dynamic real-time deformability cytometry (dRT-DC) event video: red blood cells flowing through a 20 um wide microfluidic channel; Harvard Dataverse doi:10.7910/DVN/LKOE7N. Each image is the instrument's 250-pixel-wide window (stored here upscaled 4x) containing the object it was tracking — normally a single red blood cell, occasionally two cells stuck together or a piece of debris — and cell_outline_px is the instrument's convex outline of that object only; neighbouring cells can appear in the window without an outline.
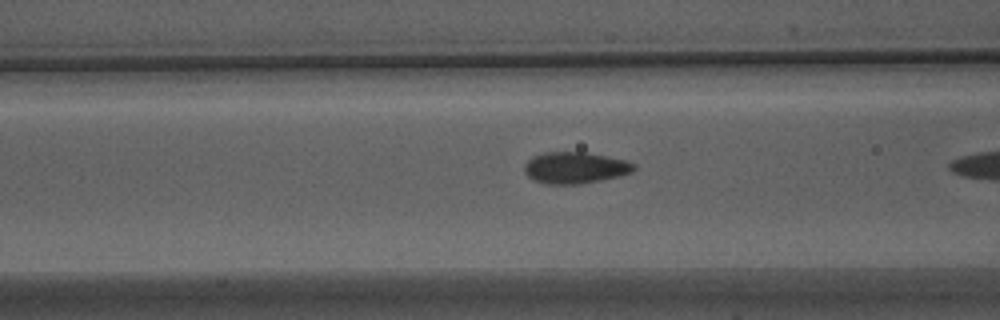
{"species": "Egyptian fruit bat (a non-hibernating species)", "species_latin": "Rousettus aegyptiacus", "temperature_condition": "warm", "stored_images_in_passage": 15, "camera_frame_rate_fps": 3000, "um_per_image_px": 0.085, "animal": {"sex": "male"}, "frame": {"image": 1, "passage_image": 13, "time_ms": 4.0, "image_size_px": [1000, 320], "cell_outline_px": [[636, 168], [632, 172], [600, 180], [580, 184], [544, 184], [532, 180], [524, 172], [524, 164], [532, 156], [544, 152], [584, 152], [624, 160], [636, 164]], "centroid_in_image_um": [48.82, 14.26], "position_along_channel_um": 117.8, "area_um2": 20.06}}